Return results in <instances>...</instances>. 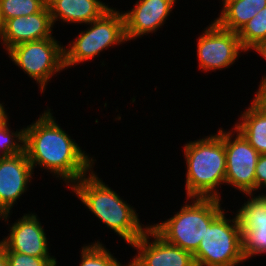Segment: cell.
<instances>
[{
    "label": "cell",
    "instance_id": "603a6c76",
    "mask_svg": "<svg viewBox=\"0 0 266 266\" xmlns=\"http://www.w3.org/2000/svg\"><path fill=\"white\" fill-rule=\"evenodd\" d=\"M9 266H57L55 257H34L23 253L5 252Z\"/></svg>",
    "mask_w": 266,
    "mask_h": 266
},
{
    "label": "cell",
    "instance_id": "44dd1931",
    "mask_svg": "<svg viewBox=\"0 0 266 266\" xmlns=\"http://www.w3.org/2000/svg\"><path fill=\"white\" fill-rule=\"evenodd\" d=\"M47 0H0V11L4 22L19 16H28L42 11Z\"/></svg>",
    "mask_w": 266,
    "mask_h": 266
},
{
    "label": "cell",
    "instance_id": "e0dca14e",
    "mask_svg": "<svg viewBox=\"0 0 266 266\" xmlns=\"http://www.w3.org/2000/svg\"><path fill=\"white\" fill-rule=\"evenodd\" d=\"M214 21L222 28L238 33L260 10L266 0H231L225 2Z\"/></svg>",
    "mask_w": 266,
    "mask_h": 266
},
{
    "label": "cell",
    "instance_id": "30bf717a",
    "mask_svg": "<svg viewBox=\"0 0 266 266\" xmlns=\"http://www.w3.org/2000/svg\"><path fill=\"white\" fill-rule=\"evenodd\" d=\"M11 212L0 215V220L8 224V235L0 240L4 252L23 253L34 257H55L49 253L46 232L36 213L23 214L14 223L8 222ZM10 224V226H9Z\"/></svg>",
    "mask_w": 266,
    "mask_h": 266
},
{
    "label": "cell",
    "instance_id": "ac0fdd59",
    "mask_svg": "<svg viewBox=\"0 0 266 266\" xmlns=\"http://www.w3.org/2000/svg\"><path fill=\"white\" fill-rule=\"evenodd\" d=\"M245 108L233 127L259 154H266V114H263L252 103Z\"/></svg>",
    "mask_w": 266,
    "mask_h": 266
},
{
    "label": "cell",
    "instance_id": "9a60e30c",
    "mask_svg": "<svg viewBox=\"0 0 266 266\" xmlns=\"http://www.w3.org/2000/svg\"><path fill=\"white\" fill-rule=\"evenodd\" d=\"M54 24L48 6L28 16H19L4 22L1 43L7 52L10 48L25 42L37 41L53 36Z\"/></svg>",
    "mask_w": 266,
    "mask_h": 266
},
{
    "label": "cell",
    "instance_id": "6da1fadb",
    "mask_svg": "<svg viewBox=\"0 0 266 266\" xmlns=\"http://www.w3.org/2000/svg\"><path fill=\"white\" fill-rule=\"evenodd\" d=\"M39 115L25 127L24 151L33 170L42 167L70 188L93 170L96 159L63 130L50 108Z\"/></svg>",
    "mask_w": 266,
    "mask_h": 266
},
{
    "label": "cell",
    "instance_id": "7402d4cb",
    "mask_svg": "<svg viewBox=\"0 0 266 266\" xmlns=\"http://www.w3.org/2000/svg\"><path fill=\"white\" fill-rule=\"evenodd\" d=\"M7 120L0 126V160L24 152L25 126L11 131Z\"/></svg>",
    "mask_w": 266,
    "mask_h": 266
},
{
    "label": "cell",
    "instance_id": "2e32d148",
    "mask_svg": "<svg viewBox=\"0 0 266 266\" xmlns=\"http://www.w3.org/2000/svg\"><path fill=\"white\" fill-rule=\"evenodd\" d=\"M53 24L57 21L86 25L101 18L112 7L101 0H47Z\"/></svg>",
    "mask_w": 266,
    "mask_h": 266
},
{
    "label": "cell",
    "instance_id": "5bb4252c",
    "mask_svg": "<svg viewBox=\"0 0 266 266\" xmlns=\"http://www.w3.org/2000/svg\"><path fill=\"white\" fill-rule=\"evenodd\" d=\"M177 0H137L133 8L122 11L127 42L157 32L168 20Z\"/></svg>",
    "mask_w": 266,
    "mask_h": 266
},
{
    "label": "cell",
    "instance_id": "ba28073f",
    "mask_svg": "<svg viewBox=\"0 0 266 266\" xmlns=\"http://www.w3.org/2000/svg\"><path fill=\"white\" fill-rule=\"evenodd\" d=\"M198 67L204 73L230 68L240 53H247L236 32L220 27L214 20L197 38Z\"/></svg>",
    "mask_w": 266,
    "mask_h": 266
},
{
    "label": "cell",
    "instance_id": "52a82bcc",
    "mask_svg": "<svg viewBox=\"0 0 266 266\" xmlns=\"http://www.w3.org/2000/svg\"><path fill=\"white\" fill-rule=\"evenodd\" d=\"M6 54L14 65L18 66L36 81L40 93L58 72L64 71V45L56 38H46L18 44Z\"/></svg>",
    "mask_w": 266,
    "mask_h": 266
},
{
    "label": "cell",
    "instance_id": "d4e9b609",
    "mask_svg": "<svg viewBox=\"0 0 266 266\" xmlns=\"http://www.w3.org/2000/svg\"><path fill=\"white\" fill-rule=\"evenodd\" d=\"M259 83L251 103L263 114H266V79H261Z\"/></svg>",
    "mask_w": 266,
    "mask_h": 266
},
{
    "label": "cell",
    "instance_id": "ffe728a7",
    "mask_svg": "<svg viewBox=\"0 0 266 266\" xmlns=\"http://www.w3.org/2000/svg\"><path fill=\"white\" fill-rule=\"evenodd\" d=\"M237 34L247 52L259 42L266 40V7L248 21Z\"/></svg>",
    "mask_w": 266,
    "mask_h": 266
},
{
    "label": "cell",
    "instance_id": "83f0119b",
    "mask_svg": "<svg viewBox=\"0 0 266 266\" xmlns=\"http://www.w3.org/2000/svg\"><path fill=\"white\" fill-rule=\"evenodd\" d=\"M0 266H9L5 252L0 248Z\"/></svg>",
    "mask_w": 266,
    "mask_h": 266
},
{
    "label": "cell",
    "instance_id": "f1b7e54d",
    "mask_svg": "<svg viewBox=\"0 0 266 266\" xmlns=\"http://www.w3.org/2000/svg\"><path fill=\"white\" fill-rule=\"evenodd\" d=\"M3 32H4V20L2 18L1 11H0V42L3 37Z\"/></svg>",
    "mask_w": 266,
    "mask_h": 266
},
{
    "label": "cell",
    "instance_id": "484cf974",
    "mask_svg": "<svg viewBox=\"0 0 266 266\" xmlns=\"http://www.w3.org/2000/svg\"><path fill=\"white\" fill-rule=\"evenodd\" d=\"M255 51L259 55H261L262 58H265L266 60V40L259 42L254 48L251 49V52ZM261 79H266V74L263 75Z\"/></svg>",
    "mask_w": 266,
    "mask_h": 266
},
{
    "label": "cell",
    "instance_id": "8992f818",
    "mask_svg": "<svg viewBox=\"0 0 266 266\" xmlns=\"http://www.w3.org/2000/svg\"><path fill=\"white\" fill-rule=\"evenodd\" d=\"M225 211L207 227L193 253L196 266H238L246 262L238 217L227 218Z\"/></svg>",
    "mask_w": 266,
    "mask_h": 266
},
{
    "label": "cell",
    "instance_id": "d6986e66",
    "mask_svg": "<svg viewBox=\"0 0 266 266\" xmlns=\"http://www.w3.org/2000/svg\"><path fill=\"white\" fill-rule=\"evenodd\" d=\"M83 245L79 251L81 254L79 266H128V264H121L109 251L110 249H107L106 245L98 240Z\"/></svg>",
    "mask_w": 266,
    "mask_h": 266
},
{
    "label": "cell",
    "instance_id": "5b68a950",
    "mask_svg": "<svg viewBox=\"0 0 266 266\" xmlns=\"http://www.w3.org/2000/svg\"><path fill=\"white\" fill-rule=\"evenodd\" d=\"M75 39L64 45L65 70L83 62L92 61L104 50L126 43L124 16L121 10L111 8L101 18L87 24Z\"/></svg>",
    "mask_w": 266,
    "mask_h": 266
},
{
    "label": "cell",
    "instance_id": "8fae6325",
    "mask_svg": "<svg viewBox=\"0 0 266 266\" xmlns=\"http://www.w3.org/2000/svg\"><path fill=\"white\" fill-rule=\"evenodd\" d=\"M130 247L136 254L128 266H196L191 252L166 242L151 227Z\"/></svg>",
    "mask_w": 266,
    "mask_h": 266
},
{
    "label": "cell",
    "instance_id": "7a4b0ae2",
    "mask_svg": "<svg viewBox=\"0 0 266 266\" xmlns=\"http://www.w3.org/2000/svg\"><path fill=\"white\" fill-rule=\"evenodd\" d=\"M69 190L89 209L107 229L116 233L130 246L150 225L140 223L135 207L99 178L94 169L75 182Z\"/></svg>",
    "mask_w": 266,
    "mask_h": 266
},
{
    "label": "cell",
    "instance_id": "4fadbf2b",
    "mask_svg": "<svg viewBox=\"0 0 266 266\" xmlns=\"http://www.w3.org/2000/svg\"><path fill=\"white\" fill-rule=\"evenodd\" d=\"M33 172L25 151L0 160V215L13 213L17 200L29 190Z\"/></svg>",
    "mask_w": 266,
    "mask_h": 266
},
{
    "label": "cell",
    "instance_id": "cb8c5ba5",
    "mask_svg": "<svg viewBox=\"0 0 266 266\" xmlns=\"http://www.w3.org/2000/svg\"><path fill=\"white\" fill-rule=\"evenodd\" d=\"M261 188L266 192V154H260L255 168V194Z\"/></svg>",
    "mask_w": 266,
    "mask_h": 266
},
{
    "label": "cell",
    "instance_id": "9c48e42d",
    "mask_svg": "<svg viewBox=\"0 0 266 266\" xmlns=\"http://www.w3.org/2000/svg\"><path fill=\"white\" fill-rule=\"evenodd\" d=\"M226 154L225 185L244 195H255V168L260 154L234 127L224 130Z\"/></svg>",
    "mask_w": 266,
    "mask_h": 266
},
{
    "label": "cell",
    "instance_id": "3957f363",
    "mask_svg": "<svg viewBox=\"0 0 266 266\" xmlns=\"http://www.w3.org/2000/svg\"><path fill=\"white\" fill-rule=\"evenodd\" d=\"M217 133V134H216ZM209 136L188 141L183 147L186 163V197L220 199L218 191L225 185L226 154L224 129Z\"/></svg>",
    "mask_w": 266,
    "mask_h": 266
},
{
    "label": "cell",
    "instance_id": "7c38bea8",
    "mask_svg": "<svg viewBox=\"0 0 266 266\" xmlns=\"http://www.w3.org/2000/svg\"><path fill=\"white\" fill-rule=\"evenodd\" d=\"M236 215L242 230L243 254L246 260L266 254V196L248 194Z\"/></svg>",
    "mask_w": 266,
    "mask_h": 266
},
{
    "label": "cell",
    "instance_id": "f546056e",
    "mask_svg": "<svg viewBox=\"0 0 266 266\" xmlns=\"http://www.w3.org/2000/svg\"><path fill=\"white\" fill-rule=\"evenodd\" d=\"M227 1H231V0H222L221 2H222V4L221 5H223L225 2H227Z\"/></svg>",
    "mask_w": 266,
    "mask_h": 266
},
{
    "label": "cell",
    "instance_id": "4316f807",
    "mask_svg": "<svg viewBox=\"0 0 266 266\" xmlns=\"http://www.w3.org/2000/svg\"><path fill=\"white\" fill-rule=\"evenodd\" d=\"M5 105L4 103L0 101V126L6 122L7 120H9V115L7 113V110H5Z\"/></svg>",
    "mask_w": 266,
    "mask_h": 266
},
{
    "label": "cell",
    "instance_id": "277c9868",
    "mask_svg": "<svg viewBox=\"0 0 266 266\" xmlns=\"http://www.w3.org/2000/svg\"><path fill=\"white\" fill-rule=\"evenodd\" d=\"M220 202L223 201L216 198L187 197L172 217L150 227L166 242L193 254L207 227L225 210Z\"/></svg>",
    "mask_w": 266,
    "mask_h": 266
}]
</instances>
